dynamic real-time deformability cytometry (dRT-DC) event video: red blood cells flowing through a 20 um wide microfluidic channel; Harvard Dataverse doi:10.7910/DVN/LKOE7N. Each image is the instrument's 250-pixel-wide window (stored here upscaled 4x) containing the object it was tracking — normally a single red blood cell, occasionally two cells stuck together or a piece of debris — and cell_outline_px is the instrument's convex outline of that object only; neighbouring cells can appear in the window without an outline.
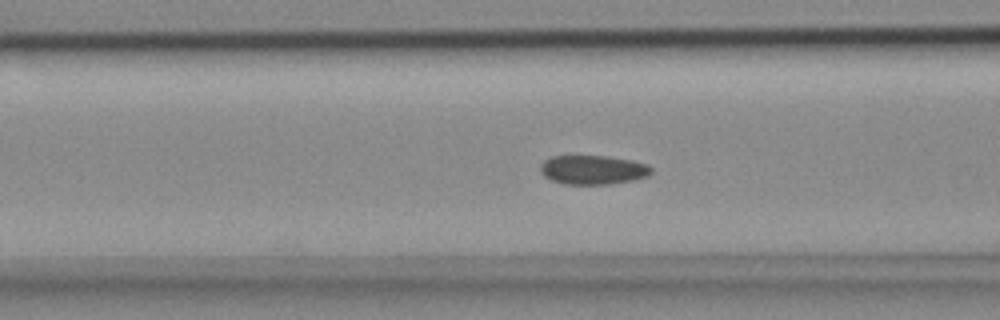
{"species": "common noctule bat (a hibernating species)", "species_latin": "Nyctalus noctula", "temperature_condition": "cold", "stored_images_in_passage": 54, "camera_frame_rate_fps": 3000, "um_per_image_px": 0.085, "animal": {"sex": "female", "body_mass_g": 18.4}, "frame": {"image": 1, "passage_image": 21, "time_ms": 6.667, "image_size_px": [1000, 320], "cell_outline_px": [[652, 172], [644, 176], [628, 180], [600, 184], [568, 184], [556, 180], [548, 176], [540, 168], [548, 160], [556, 156], [600, 156], [624, 160], [644, 164], [652, 168]], "centroid_in_image_um": [50.41, 14.43], "position_along_channel_um": 116.2, "area_um2": 17.4}}
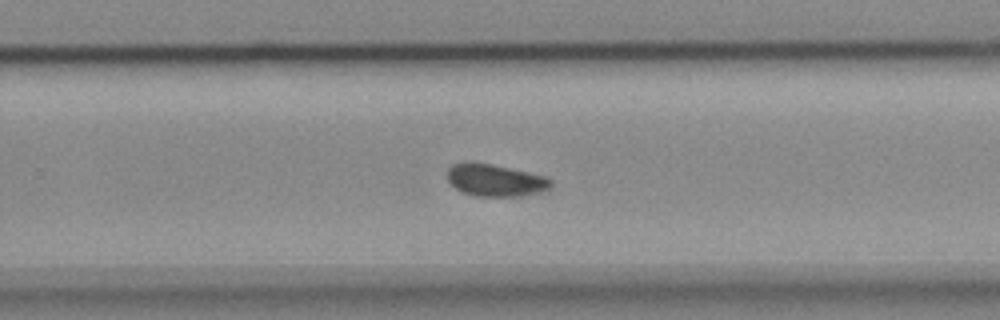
{"frame": {"image": 2, "passage_image": 35, "time_ms": 11.333, "image_size_px": [1000, 320], "cell_outline_px": [[548, 184], [544, 188], [528, 192], [504, 196], [484, 196], [464, 192], [456, 188], [448, 180], [448, 168], [452, 164], [488, 164], [540, 176], [548, 180]], "centroid_in_image_um": [41.91, 15.31], "position_along_channel_um": 287.9, "area_um2": 17.34}}
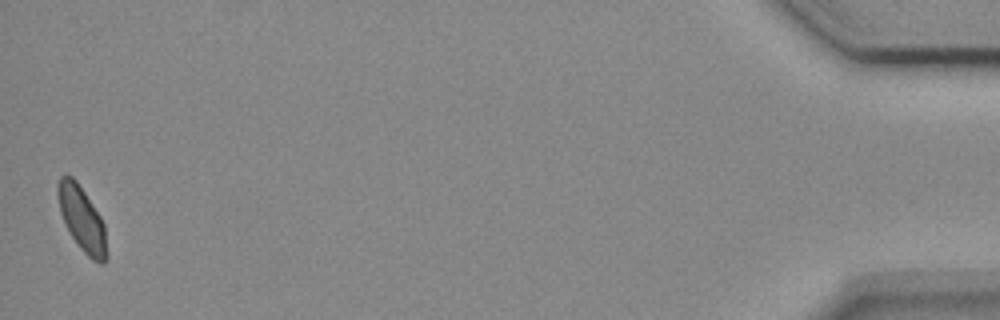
{"frame": {"image": 3, "passage_image": 54, "time_ms": 17.667, "image_size_px": [1000, 320], "cell_outline_px": [[104, 264], [100, 264], [92, 260], [80, 248], [72, 236], [60, 212], [60, 176], [72, 176], [76, 180], [100, 216], [104, 224]], "centroid_in_image_um": [6.98, 18.63], "position_along_channel_um": 428.2, "area_um2": 17.11}, "authors_computed_cell_mechanics": {"area_um2": 17.6001, "velocity_mm_per_s": 3.6853, "shape_relaxation_time_tau1_ms": 3.65, "shape_relaxation_time_tau2_ms": 1.7516, "deformation_change_tau1": 0.0842, "deformation_change_tau2": 0.0628}}